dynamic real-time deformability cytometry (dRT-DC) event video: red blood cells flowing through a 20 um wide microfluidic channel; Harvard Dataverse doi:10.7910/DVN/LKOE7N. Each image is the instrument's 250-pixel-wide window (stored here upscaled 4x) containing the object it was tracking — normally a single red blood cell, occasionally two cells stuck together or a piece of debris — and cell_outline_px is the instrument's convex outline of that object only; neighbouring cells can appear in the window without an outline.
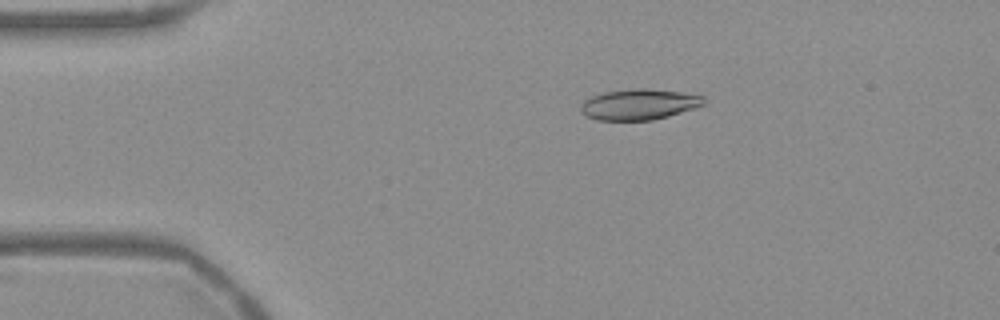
{"species": "Egyptian fruit bat (a non-hibernating species)", "species_latin": "Rousettus aegyptiacus", "temperature_condition": "warm", "stored_images_in_passage": 54, "camera_frame_rate_fps": 3000, "um_per_image_px": 0.085, "frame": {"image": 1, "passage_image": 10, "time_ms": 3.0, "image_size_px": [1000, 320], "cell_outline_px": [[704, 104], [696, 108], [668, 116], [652, 120], [596, 120], [584, 116], [580, 112], [580, 104], [584, 100], [592, 96], [604, 92], [636, 88], [648, 88], [680, 92], [704, 96]], "centroid_in_image_um": [54.28, 8.88], "position_along_channel_um": 30.7, "area_um2": 22.2}}
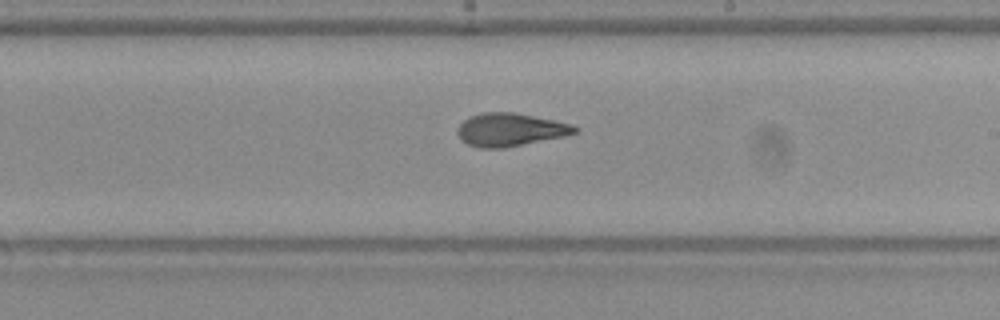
{"frame": {"image": 2, "passage_image": 31, "time_ms": 10.0, "image_size_px": [1000, 320], "cell_outline_px": [[580, 128], [576, 132], [564, 136], [504, 148], [480, 148], [468, 144], [460, 140], [456, 132], [456, 128], [468, 116], [484, 112], [512, 112], [556, 120], [572, 124]], "centroid_in_image_um": [43.34, 11.02], "position_along_channel_um": 245.7, "area_um2": 22.72}}
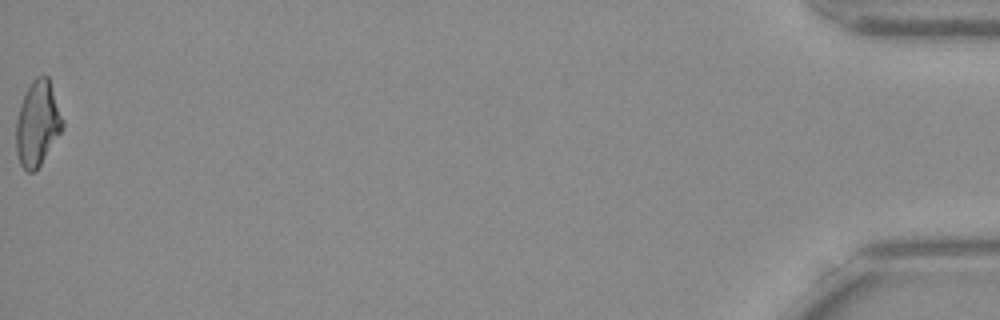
{"frame": {"image": 3, "passage_image": 54, "time_ms": 17.667, "image_size_px": [1000, 320], "cell_outline_px": [[64, 128], [40, 164], [32, 172], [28, 172], [20, 164], [16, 152], [16, 120], [20, 104], [32, 80], [36, 76], [44, 72], [48, 76], [64, 120]], "centroid_in_image_um": [3.2, 10.46], "position_along_channel_um": 432.0, "area_um2": 23.06}, "authors_computed_cell_mechanics": {"area_um2": 22.5131, "velocity_mm_per_s": 3.7724, "shape_relaxation_time_tau1_ms": null, "shape_relaxation_time_tau2_ms": 1.6353, "deformation_change_tau1": null, "deformation_change_tau2": 0.0908}}